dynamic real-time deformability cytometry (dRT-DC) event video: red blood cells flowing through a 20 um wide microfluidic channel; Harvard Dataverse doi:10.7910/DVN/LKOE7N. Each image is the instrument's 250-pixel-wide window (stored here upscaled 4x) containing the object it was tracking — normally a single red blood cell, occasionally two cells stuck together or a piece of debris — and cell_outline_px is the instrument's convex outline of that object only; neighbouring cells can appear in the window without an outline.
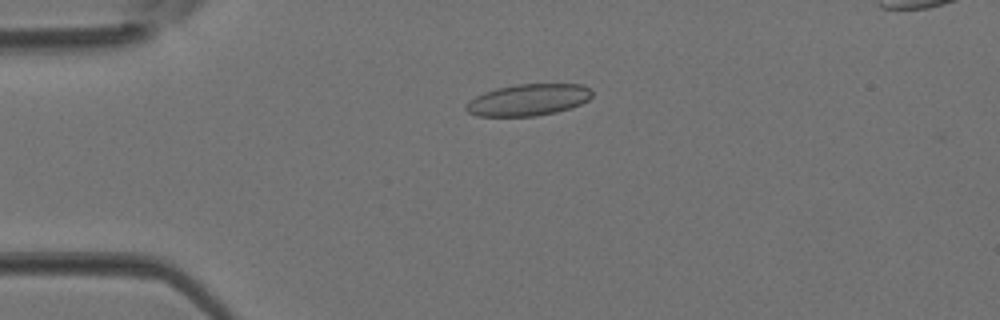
{"species": "Egyptian fruit bat (a non-hibernating species)", "species_latin": "Rousettus aegyptiacus", "temperature_condition": "room temperature", "stored_images_in_passage": 2, "camera_frame_rate_fps": 3000, "um_per_image_px": 0.085, "animal": {"sex": "female"}, "frame": {"image": 1, "passage_image": 1, "time_ms": 0.0, "image_size_px": [1000, 320], "cell_outline_px": [[592, 96], [588, 100], [572, 108], [556, 112], [536, 116], [476, 116], [468, 112], [464, 108], [468, 100], [484, 92], [496, 88], [516, 84], [580, 84], [588, 88], [592, 92]], "centroid_in_image_um": [44.88, 8.49], "position_along_channel_um": 40.1, "area_um2": 23.35}}